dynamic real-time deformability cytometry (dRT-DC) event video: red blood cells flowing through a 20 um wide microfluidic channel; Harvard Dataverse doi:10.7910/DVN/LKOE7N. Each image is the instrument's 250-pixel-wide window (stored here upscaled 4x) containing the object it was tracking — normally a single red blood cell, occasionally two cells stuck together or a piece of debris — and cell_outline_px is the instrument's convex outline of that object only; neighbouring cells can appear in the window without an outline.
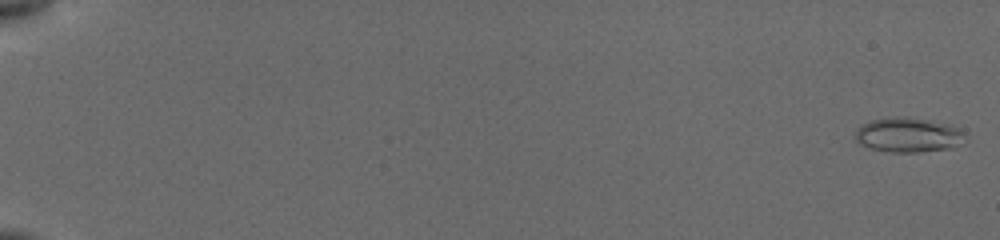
{"species": "common noctule bat (a hibernating species)", "species_latin": "Nyctalus noctula", "temperature_condition": "cold", "stored_images_in_passage": 31, "camera_frame_rate_fps": 3000, "um_per_image_px": 0.085, "animal": {"sex": "female", "body_mass_g": 19.5, "forearm_length_mm": 54.1}, "frame": {"image": 1, "passage_image": 1, "time_ms": 0.0, "image_size_px": [1000, 240], "cell_outline_px": [[964, 132], [952, 148], [916, 152], [892, 152], [872, 148], [860, 144], [856, 140], [856, 128], [872, 120], [904, 116], [928, 120], [948, 124], [964, 128]], "centroid_in_image_um": [77.17, 11.46], "position_along_channel_um": 7.8, "area_um2": 21.68}}
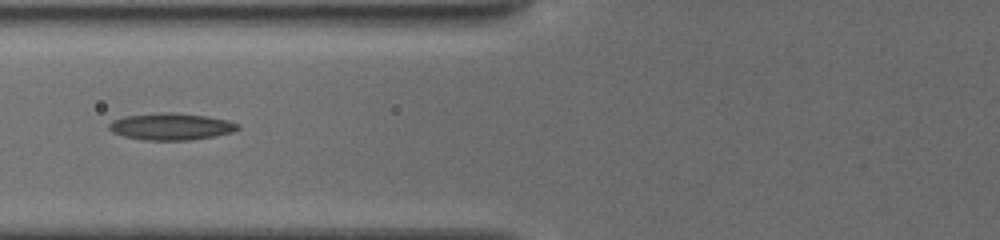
{"frame": {"image": 2, "passage_image": 20, "time_ms": 8.0, "image_size_px": [1000, 240], "cell_outline_px": [[240, 128], [232, 132], [212, 136], [188, 140], [144, 140], [124, 136], [112, 132], [108, 128], [108, 124], [112, 120], [124, 116], [156, 112], [172, 112], [208, 116], [228, 120], [240, 124]], "centroid_in_image_um": [14.52, 10.74], "position_along_channel_um": 111.3, "area_um2": 20.29}}
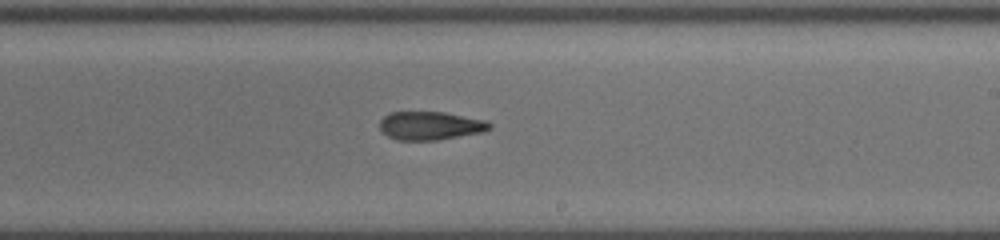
{"frame": {"image": 3, "passage_image": 31, "time_ms": 11.667, "image_size_px": [1000, 240], "cell_outline_px": [[492, 128], [480, 132], [436, 140], [396, 140], [388, 136], [380, 128], [380, 120], [384, 116], [392, 112], [444, 112], [484, 120], [492, 124]], "centroid_in_image_um": [36.55, 10.68], "position_along_channel_um": 252.4, "area_um2": 17.92}}